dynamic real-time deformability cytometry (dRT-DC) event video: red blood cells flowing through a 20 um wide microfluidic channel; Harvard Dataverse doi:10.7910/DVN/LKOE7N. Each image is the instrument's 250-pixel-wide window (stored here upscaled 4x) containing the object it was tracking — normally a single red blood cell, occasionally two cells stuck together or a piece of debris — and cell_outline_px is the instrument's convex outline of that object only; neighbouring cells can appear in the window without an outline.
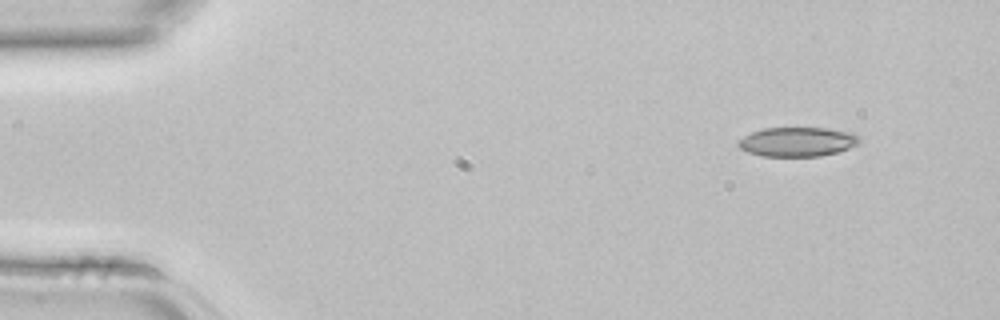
{"species": "common noctule bat (a hibernating species)", "species_latin": "Nyctalus noctula", "temperature_condition": "room temperature", "stored_images_in_passage": 4, "segment_of_instrument_passage": [2, 2], "camera_frame_rate_fps": 3000, "um_per_image_px": 0.085, "animal": {"sex": "female", "body_mass_g": 22.7, "forearm_length_mm": 54.2}, "frame": {"image": 1, "passage_image": 4, "time_ms": 1.0, "image_size_px": [1000, 320], "cell_outline_px": [[860, 140], [856, 144], [848, 148], [836, 152], [820, 156], [760, 156], [748, 152], [740, 148], [736, 144], [736, 140], [752, 132], [764, 128], [828, 128], [852, 132], [860, 136]], "centroid_in_image_um": [67.75, 12.05], "position_along_channel_um": 17.3, "area_um2": 20.75}}